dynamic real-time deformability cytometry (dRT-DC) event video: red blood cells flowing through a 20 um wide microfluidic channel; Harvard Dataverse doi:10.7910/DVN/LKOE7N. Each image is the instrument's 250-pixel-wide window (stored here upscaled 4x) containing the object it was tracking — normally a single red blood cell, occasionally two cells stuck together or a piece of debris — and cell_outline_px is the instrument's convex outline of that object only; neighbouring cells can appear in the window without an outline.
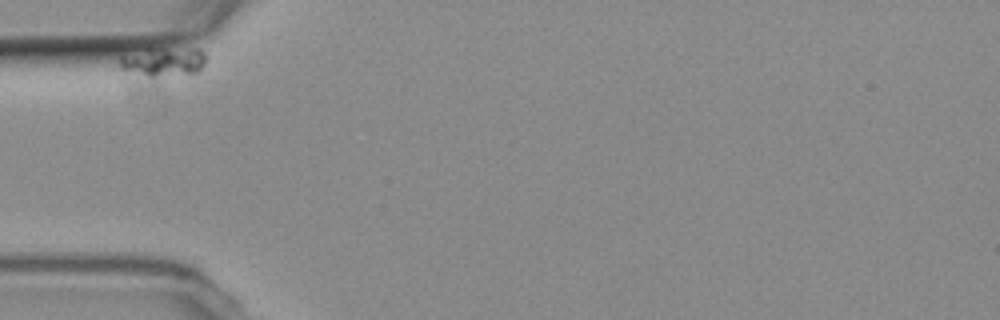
{"species": "common noctule bat (a hibernating species)", "species_latin": "Nyctalus noctula", "temperature_condition": "room temperature", "stored_images_in_passage": 2, "camera_frame_rate_fps": 3000, "um_per_image_px": 0.085, "animal": {"sex": "female", "body_mass_g": 19.3, "forearm_length_mm": 54.1}, "frame": {"image": 1, "passage_image": 1, "time_ms": 0.0, "image_size_px": [1000, 320], "cell_outline_px": [[204, 64], [196, 72], [156, 76], [148, 76], [120, 68], [120, 56], [192, 48], [200, 48], [204, 52]], "centroid_in_image_um": [13.98, 5.29], "position_along_channel_um": 71.0, "area_um2": 13.01}}